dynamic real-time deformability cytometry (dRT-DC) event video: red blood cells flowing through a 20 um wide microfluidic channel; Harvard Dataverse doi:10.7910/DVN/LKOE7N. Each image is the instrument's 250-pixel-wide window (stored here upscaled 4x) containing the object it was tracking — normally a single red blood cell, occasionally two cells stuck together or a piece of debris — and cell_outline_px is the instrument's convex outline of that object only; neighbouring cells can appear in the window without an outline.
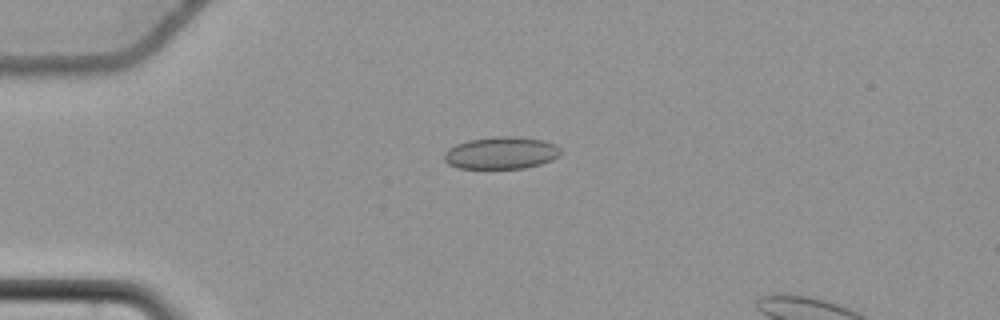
{"species": "common noctule bat (a hibernating species)", "species_latin": "Nyctalus noctula", "temperature_condition": "cold", "stored_images_in_passage": 41, "camera_frame_rate_fps": 3000, "um_per_image_px": 0.085, "animal": {"sex": "female", "body_mass_g": 22.7, "forearm_length_mm": 54.2}, "frame": {"image": 1, "passage_image": 1, "time_ms": 0.0, "image_size_px": [1000, 320], "cell_outline_px": [[560, 156], [552, 160], [540, 164], [524, 168], [460, 168], [448, 164], [444, 160], [444, 152], [448, 148], [456, 144], [468, 140], [492, 136], [512, 136], [544, 140], [556, 144], [560, 148]], "centroid_in_image_um": [42.6, 12.99], "position_along_channel_um": 42.4, "area_um2": 22.02}}
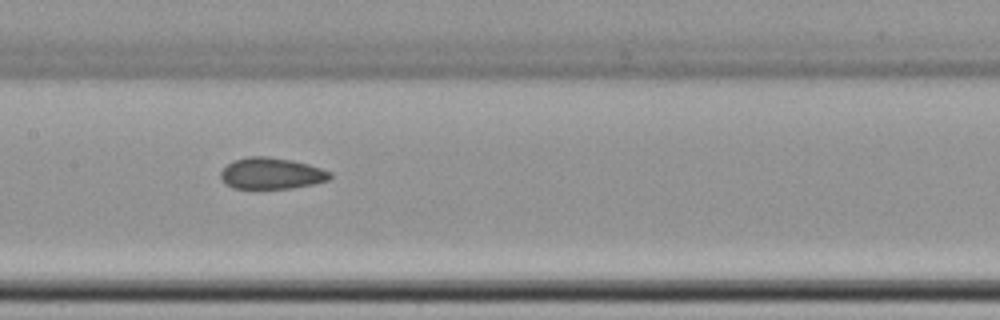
{"frame": {"image": 2, "passage_image": 15, "time_ms": 4.667, "image_size_px": [1000, 320], "cell_outline_px": [[332, 176], [328, 180], [312, 184], [292, 188], [232, 188], [224, 184], [220, 180], [220, 172], [232, 160], [248, 156], [268, 156], [292, 160], [308, 164], [332, 172]], "centroid_in_image_um": [23.03, 14.73], "position_along_channel_um": 184.4, "area_um2": 20.11}}
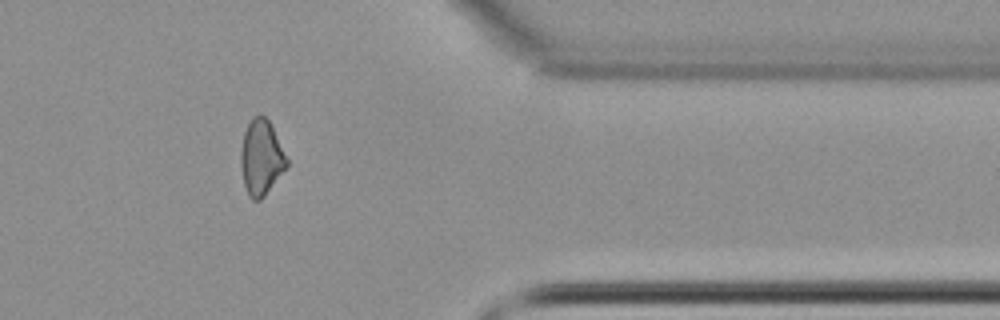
{"frame": {"image": 3, "passage_image": 33, "time_ms": 10.667, "image_size_px": [1000, 320], "cell_outline_px": [[288, 164], [264, 196], [260, 200], [252, 200], [248, 196], [244, 184], [240, 164], [240, 152], [244, 132], [252, 116], [264, 116], [268, 120], [288, 160]], "centroid_in_image_um": [22.17, 13.41], "position_along_channel_um": 389.2, "area_um2": 19.77}}